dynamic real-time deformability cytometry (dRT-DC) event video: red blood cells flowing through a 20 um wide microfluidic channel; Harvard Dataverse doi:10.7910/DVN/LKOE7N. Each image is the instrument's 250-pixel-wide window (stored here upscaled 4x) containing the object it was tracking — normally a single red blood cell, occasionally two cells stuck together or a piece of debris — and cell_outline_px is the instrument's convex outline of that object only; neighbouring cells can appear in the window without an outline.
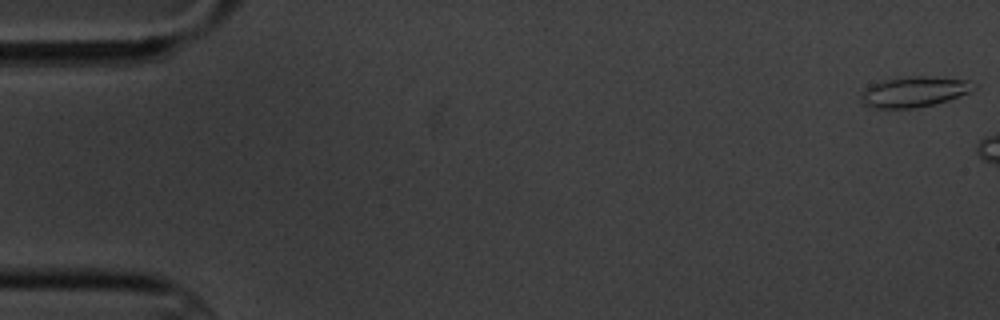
{"species": "common noctule bat (a hibernating species)", "species_latin": "Nyctalus noctula", "temperature_condition": "cold", "stored_images_in_passage": 3, "camera_frame_rate_fps": 3000, "um_per_image_px": 0.085, "animal": {"sex": "male", "body_mass_g": 20.1, "forearm_length_mm": 53.5}, "frame": {"image": 1, "passage_image": 1, "time_ms": 0.0, "image_size_px": [1000, 320], "cell_outline_px": [[976, 88], [968, 92], [948, 100], [936, 104], [916, 108], [872, 108], [860, 104], [860, 92], [872, 84], [880, 80], [912, 76], [928, 76], [968, 80]], "centroid_in_image_um": [77.61, 7.81], "position_along_channel_um": 7.4, "area_um2": 20.17}}